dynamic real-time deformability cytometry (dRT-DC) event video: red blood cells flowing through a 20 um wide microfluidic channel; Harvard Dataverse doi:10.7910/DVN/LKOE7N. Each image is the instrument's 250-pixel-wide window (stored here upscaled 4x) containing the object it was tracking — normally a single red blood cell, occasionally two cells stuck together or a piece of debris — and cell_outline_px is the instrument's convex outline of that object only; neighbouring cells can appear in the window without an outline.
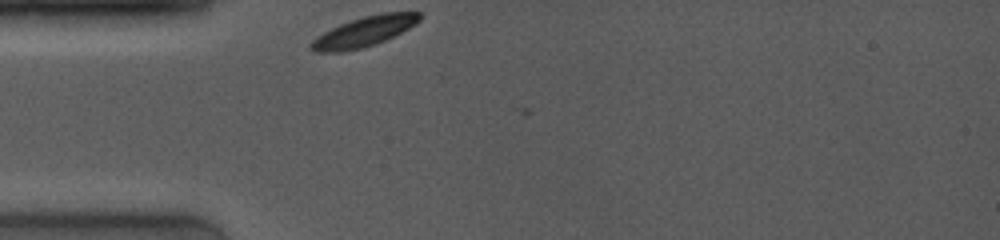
{"species": "common noctule bat (a hibernating species)", "species_latin": "Nyctalus noctula", "temperature_condition": "room temperature", "stored_images_in_passage": 4, "camera_frame_rate_fps": 4000, "um_per_image_px": 0.085, "animal": {"sex": "female", "body_mass_g": 19.0, "forearm_length_mm": 53.3}, "frame": {"image": 1, "passage_image": 1, "time_ms": 0.0, "image_size_px": [1000, 240], "cell_outline_px": [[420, 20], [416, 24], [384, 40], [360, 48], [340, 52], [316, 52], [308, 44], [316, 36], [348, 20], [380, 12], [420, 12]], "centroid_in_image_um": [30.92, 2.67], "position_along_channel_um": 54.1, "area_um2": 18.73}}